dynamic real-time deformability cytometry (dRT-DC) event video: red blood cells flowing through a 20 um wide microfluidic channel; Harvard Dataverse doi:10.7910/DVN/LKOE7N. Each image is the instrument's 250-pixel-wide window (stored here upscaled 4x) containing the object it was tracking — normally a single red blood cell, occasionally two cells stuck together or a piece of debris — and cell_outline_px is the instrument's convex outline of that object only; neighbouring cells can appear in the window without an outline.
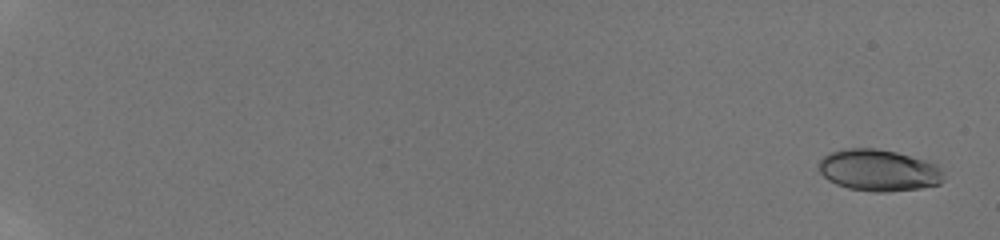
{"species": "human", "species_latin": "Homo sapiens", "temperature_condition": "room temperature", "stored_images_in_passage": 19, "camera_frame_rate_fps": 3000, "um_per_image_px": 0.085, "donor": {"sex": "male"}, "frame": {"image": 1, "passage_image": 1, "time_ms": 0.0, "image_size_px": [1000, 240], "cell_outline_px": [[944, 180], [940, 184], [920, 188], [884, 192], [872, 192], [848, 188], [836, 184], [828, 180], [820, 172], [820, 160], [824, 156], [832, 152], [848, 148], [876, 148], [936, 160], [944, 172]], "centroid_in_image_um": [74.8, 14.46], "position_along_channel_um": 10.2, "area_um2": 30.87}}
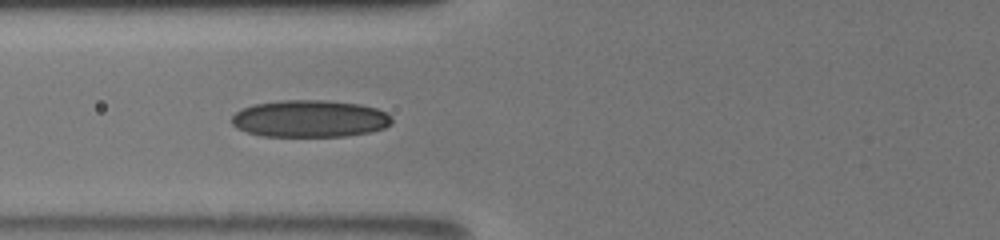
{"frame": {"image": 2, "passage_image": 12, "time_ms": 8.333, "image_size_px": [1000, 240], "cell_outline_px": [[392, 124], [384, 128], [368, 132], [344, 136], [264, 136], [248, 132], [236, 128], [232, 124], [232, 116], [240, 108], [252, 104], [280, 100], [328, 100], [360, 104], [376, 108], [388, 112], [392, 116]], "centroid_in_image_um": [26.34, 10.07], "position_along_channel_um": 99.5, "area_um2": 34.91}}
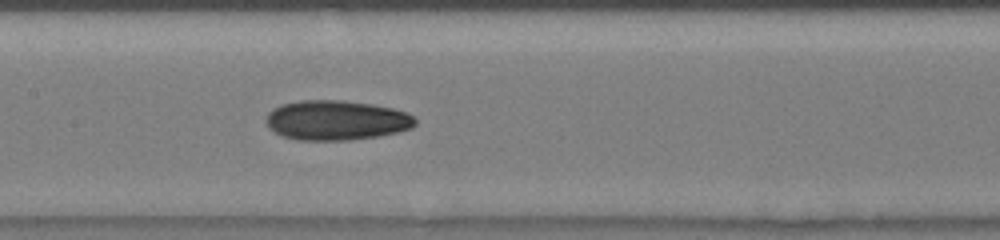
{"frame": {"image": 3, "passage_image": 19, "time_ms": 10.333, "image_size_px": [1000, 240], "cell_outline_px": [[416, 124], [412, 128], [400, 132], [380, 136], [348, 140], [296, 140], [284, 136], [268, 128], [264, 120], [268, 112], [272, 108], [280, 104], [300, 100], [344, 100], [372, 104], [392, 108], [408, 112], [416, 120]], "centroid_in_image_um": [28.58, 10.22], "position_along_channel_um": 178.8, "area_um2": 35.03}}